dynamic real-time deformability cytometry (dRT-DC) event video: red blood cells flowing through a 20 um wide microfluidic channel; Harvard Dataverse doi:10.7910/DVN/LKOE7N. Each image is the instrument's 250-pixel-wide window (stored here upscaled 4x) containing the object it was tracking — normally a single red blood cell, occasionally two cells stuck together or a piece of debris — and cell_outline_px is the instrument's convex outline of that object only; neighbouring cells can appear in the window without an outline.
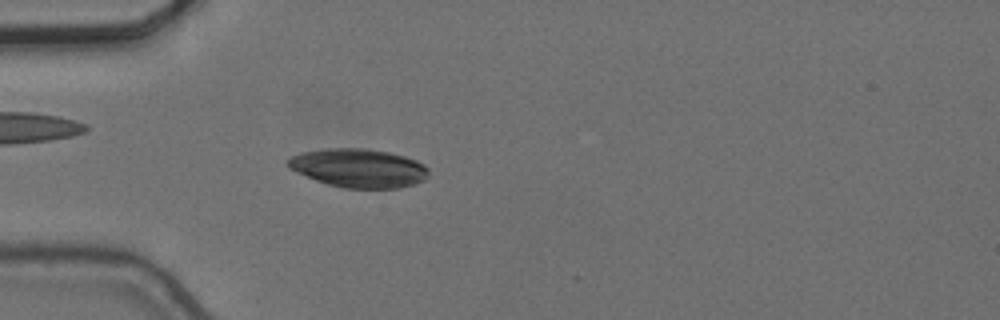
{"species": "common noctule bat (a hibernating species)", "species_latin": "Nyctalus noctula", "temperature_condition": "cold", "stored_images_in_passage": 28, "camera_frame_rate_fps": 3000, "um_per_image_px": 0.085, "animal": {"sex": "female", "body_mass_g": 24.6, "forearm_length_mm": 56.2}, "frame": {"image": 1, "passage_image": 7, "time_ms": 2.0, "image_size_px": [1000, 320], "cell_outline_px": [[428, 176], [424, 180], [400, 188], [344, 188], [328, 184], [316, 180], [288, 168], [288, 160], [292, 156], [300, 152], [328, 148], [364, 148], [388, 152], [404, 156], [416, 160], [424, 164], [428, 168]], "centroid_in_image_um": [30.5, 14.28], "position_along_channel_um": 54.5, "area_um2": 31.62}}
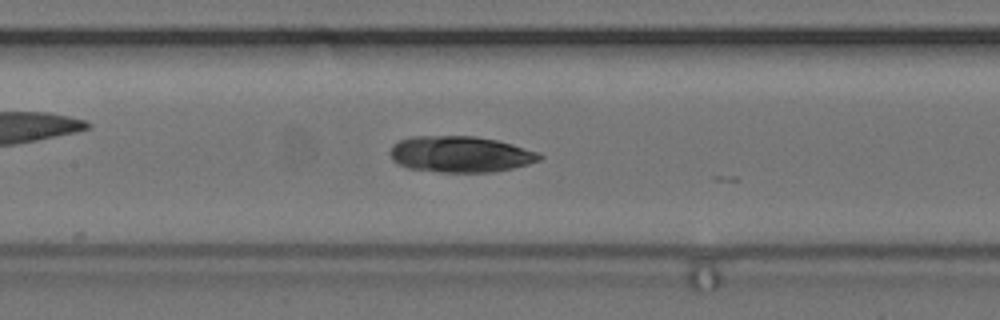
{"frame": {"image": 2, "passage_image": 17, "time_ms": 5.333, "image_size_px": [1000, 320], "cell_outline_px": [[544, 156], [540, 160], [528, 164], [512, 168], [492, 172], [440, 172], [408, 168], [396, 164], [392, 160], [392, 144], [400, 140], [412, 136], [476, 136], [496, 140], [512, 144], [540, 152]], "centroid_in_image_um": [39.15, 13.11], "position_along_channel_um": 168.3, "area_um2": 31.56}}
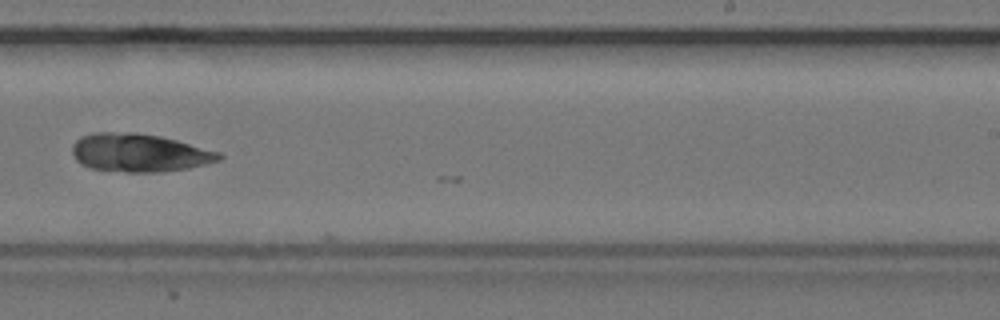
{"frame": {"image": 3, "passage_image": 26, "time_ms": 8.333, "image_size_px": [1000, 320], "cell_outline_px": [[224, 156], [220, 160], [188, 168], [160, 172], [128, 172], [92, 168], [80, 164], [76, 160], [72, 152], [72, 144], [80, 136], [92, 132], [136, 132], [160, 136], [176, 140], [220, 152]], "centroid_in_image_um": [11.81, 12.97], "position_along_channel_um": 277.2, "area_um2": 32.71}}